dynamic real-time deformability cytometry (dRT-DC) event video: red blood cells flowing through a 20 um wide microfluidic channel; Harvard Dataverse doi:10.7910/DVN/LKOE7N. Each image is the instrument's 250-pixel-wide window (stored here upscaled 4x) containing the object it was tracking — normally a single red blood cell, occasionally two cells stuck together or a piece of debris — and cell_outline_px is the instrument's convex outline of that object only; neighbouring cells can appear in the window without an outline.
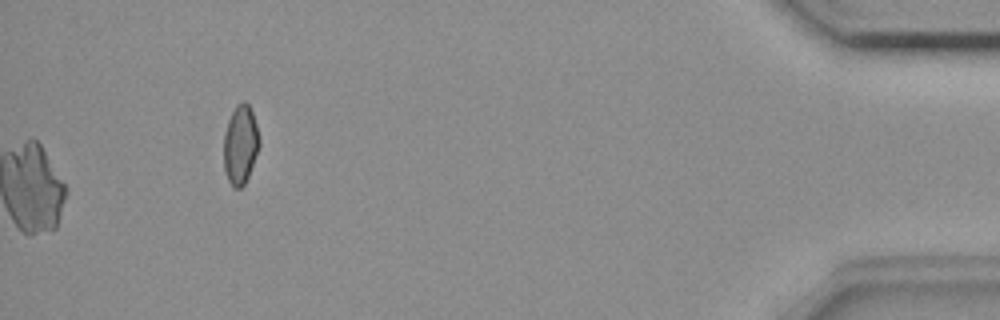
{"species": "common noctule bat (a hibernating species)", "species_latin": "Nyctalus noctula", "temperature_condition": "room temperature", "stored_images_in_passage": 42, "camera_frame_rate_fps": 3000, "um_per_image_px": 0.085, "animal": {"sex": "female", "body_mass_g": 18.4}, "frame": {"image": 1, "passage_image": 42, "time_ms": 13.667, "image_size_px": [1000, 320], "cell_outline_px": [[260, 144], [248, 176], [244, 184], [240, 188], [232, 188], [228, 180], [224, 168], [224, 132], [228, 120], [236, 104], [244, 100], [248, 104], [252, 112], [256, 124], [260, 140]], "centroid_in_image_um": [20.42, 12.29], "position_along_channel_um": 414.8, "area_um2": 16.36}}